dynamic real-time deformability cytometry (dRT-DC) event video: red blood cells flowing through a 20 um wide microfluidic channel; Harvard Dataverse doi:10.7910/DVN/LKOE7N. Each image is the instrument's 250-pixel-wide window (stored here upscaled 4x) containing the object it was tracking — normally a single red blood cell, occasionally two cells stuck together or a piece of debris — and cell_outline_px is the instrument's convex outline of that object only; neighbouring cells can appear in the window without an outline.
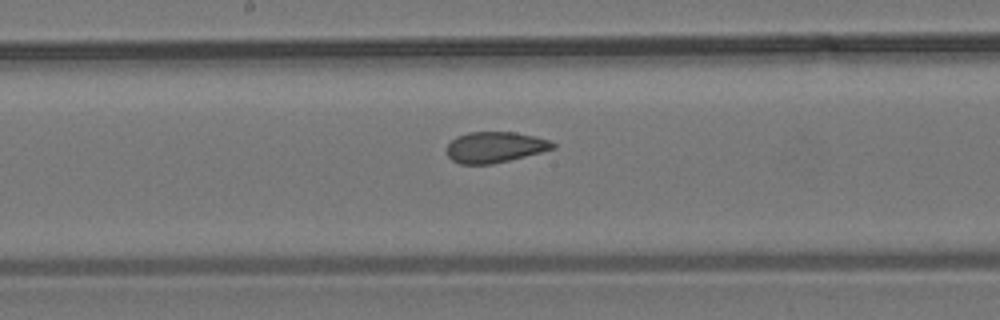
{"species": "common noctule bat (a hibernating species)", "species_latin": "Nyctalus noctula", "temperature_condition": "room temperature", "stored_images_in_passage": 10, "camera_frame_rate_fps": 3000, "um_per_image_px": 0.085, "animal": {"sex": "male", "body_mass_g": 19.2, "forearm_length_mm": 51.8}, "frame": {"image": 1, "passage_image": 10, "time_ms": 11.333, "image_size_px": [1000, 320], "cell_outline_px": [[556, 148], [492, 164], [460, 164], [452, 160], [448, 156], [448, 144], [456, 136], [468, 132], [516, 132], [536, 136], [548, 140], [556, 144]], "centroid_in_image_um": [42.07, 12.5], "position_along_channel_um": 206.1, "area_um2": 18.96}}